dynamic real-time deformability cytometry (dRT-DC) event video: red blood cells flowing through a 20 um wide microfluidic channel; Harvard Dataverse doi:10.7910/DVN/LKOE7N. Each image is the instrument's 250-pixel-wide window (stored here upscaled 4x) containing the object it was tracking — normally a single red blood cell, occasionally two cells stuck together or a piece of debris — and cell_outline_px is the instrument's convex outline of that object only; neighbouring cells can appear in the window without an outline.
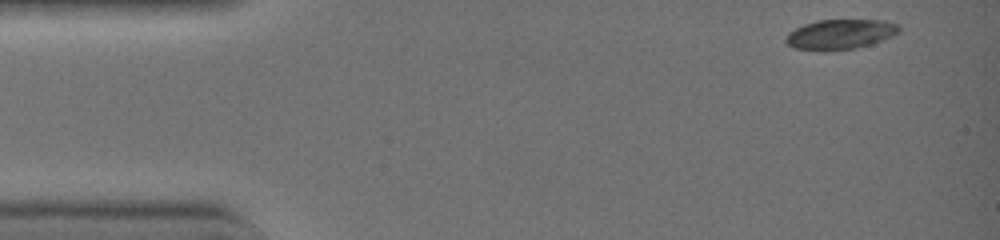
{"species": "common noctule bat (a hibernating species)", "species_latin": "Nyctalus noctula", "temperature_condition": "warm", "stored_images_in_passage": 15, "camera_frame_rate_fps": 3000, "um_per_image_px": 0.085, "animal": {"sex": "female", "body_mass_g": 19.0, "forearm_length_mm": 51.5}, "frame": {"image": 1, "passage_image": 1, "time_ms": 0.0, "image_size_px": [1000, 240], "cell_outline_px": [[900, 32], [892, 36], [872, 44], [856, 48], [828, 52], [824, 52], [792, 48], [784, 40], [784, 36], [788, 32], [804, 24], [816, 20], [884, 20], [896, 24], [900, 28]], "centroid_in_image_um": [71.37, 2.94], "position_along_channel_um": 13.6, "area_um2": 20.17}}
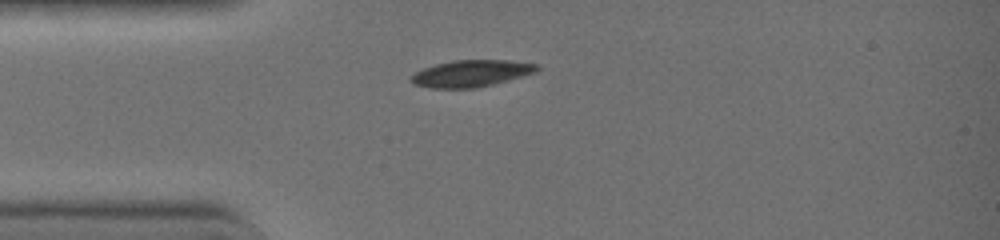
{"frame": {"image": 2, "passage_image": 9, "time_ms": 2.667, "image_size_px": [1000, 240], "cell_outline_px": [[540, 68], [536, 72], [508, 80], [476, 88], [432, 88], [412, 84], [408, 80], [408, 76], [424, 68], [436, 64], [452, 60], [508, 60], [540, 64]], "centroid_in_image_um": [40.03, 6.24], "position_along_channel_um": 45.0, "area_um2": 19.77}}
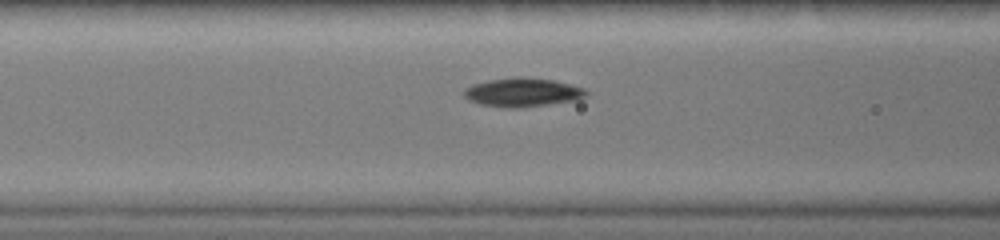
{"frame": {"image": 3, "passage_image": 15, "time_ms": 4.667, "image_size_px": [1000, 240], "cell_outline_px": [[588, 92], [584, 96], [576, 100], [544, 104], [480, 104], [464, 96], [464, 88], [472, 84], [488, 80], [516, 76], [520, 76], [556, 80], [584, 88]], "centroid_in_image_um": [44.45, 7.76], "position_along_channel_um": 122.2, "area_um2": 19.31}}